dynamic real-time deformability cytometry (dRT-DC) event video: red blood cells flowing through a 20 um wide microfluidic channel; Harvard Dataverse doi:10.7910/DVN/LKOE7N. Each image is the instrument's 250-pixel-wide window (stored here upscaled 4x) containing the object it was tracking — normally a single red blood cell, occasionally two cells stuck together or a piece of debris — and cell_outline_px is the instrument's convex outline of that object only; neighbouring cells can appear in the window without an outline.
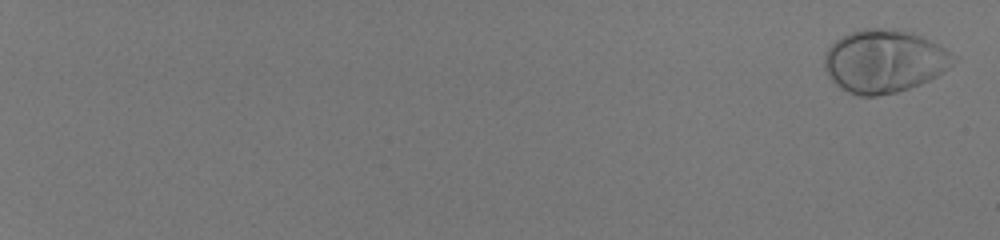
{"species": "human", "species_latin": "Homo sapiens", "temperature_condition": "room temperature", "stored_images_in_passage": 57, "camera_frame_rate_fps": 3000, "um_per_image_px": 0.085, "donor": {"sex": "male"}, "frame": {"image": 1, "passage_image": 2, "time_ms": 0.333, "image_size_px": [1000, 240], "cell_outline_px": [[960, 56], [948, 68], [936, 76], [920, 84], [896, 92], [876, 96], [860, 96], [848, 92], [836, 84], [832, 80], [824, 68], [824, 52], [836, 40], [852, 32], [864, 28], [892, 28], [912, 32]], "centroid_in_image_um": [75.16, 5.19], "position_along_channel_um": 9.8, "area_um2": 47.22}}
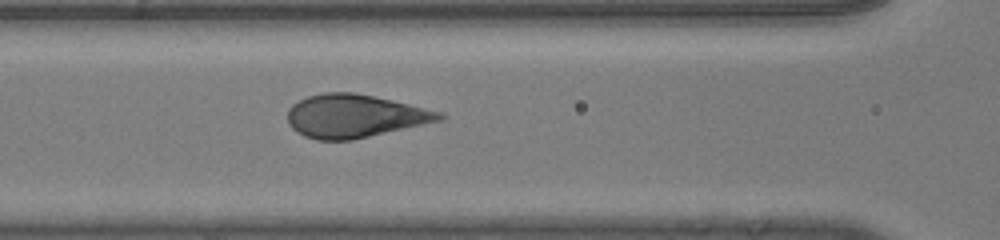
{"frame": {"image": 2, "passage_image": 32, "time_ms": 10.333, "image_size_px": [1000, 240], "cell_outline_px": [[444, 120], [352, 140], [316, 140], [304, 136], [296, 132], [288, 124], [288, 108], [292, 104], [308, 96], [324, 92], [352, 92], [372, 96], [444, 112]], "centroid_in_image_um": [30.14, 9.87], "position_along_channel_um": 136.5, "area_um2": 38.15}}
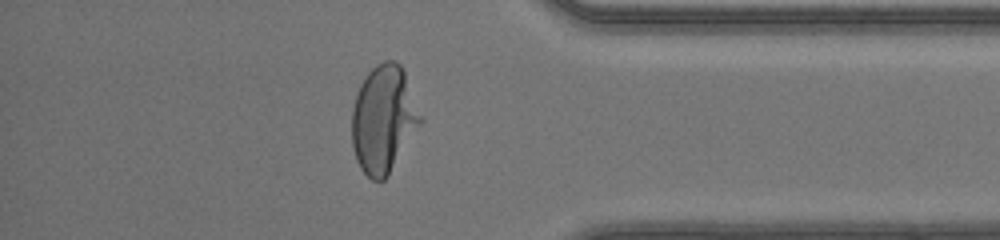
{"frame": {"image": 3, "passage_image": 52, "time_ms": 17.0, "image_size_px": [1000, 240], "cell_outline_px": [[424, 120], [388, 176], [384, 180], [372, 180], [360, 168], [356, 160], [352, 144], [352, 108], [360, 84], [368, 72], [376, 64], [384, 60], [396, 60], [400, 64], [404, 72], [424, 116]], "centroid_in_image_um": [32.63, 10.12], "position_along_channel_um": 402.6, "area_um2": 43.35}}